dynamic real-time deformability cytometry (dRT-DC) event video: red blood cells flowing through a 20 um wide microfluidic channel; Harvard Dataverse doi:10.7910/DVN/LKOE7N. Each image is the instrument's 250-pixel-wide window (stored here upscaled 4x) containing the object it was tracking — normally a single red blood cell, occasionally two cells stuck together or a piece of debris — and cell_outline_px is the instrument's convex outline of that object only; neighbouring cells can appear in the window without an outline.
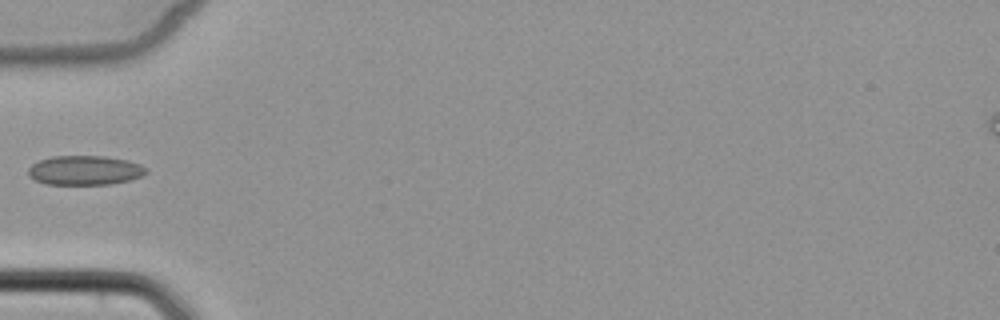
{"species": "common noctule bat (a hibernating species)", "species_latin": "Nyctalus noctula", "temperature_condition": "cold", "stored_images_in_passage": 6, "camera_frame_rate_fps": 3000, "um_per_image_px": 0.085, "animal": {"sex": "female", "body_mass_g": 22.7, "forearm_length_mm": 54.2}, "frame": {"image": 1, "passage_image": 6, "time_ms": 6.0, "image_size_px": [1000, 320], "cell_outline_px": [[148, 172], [140, 176], [128, 180], [112, 184], [44, 184], [28, 176], [28, 168], [32, 164], [40, 160], [52, 156], [104, 156], [128, 160], [140, 164], [148, 168]], "centroid_in_image_um": [7.21, 14.47], "position_along_channel_um": 77.8, "area_um2": 20.23}}